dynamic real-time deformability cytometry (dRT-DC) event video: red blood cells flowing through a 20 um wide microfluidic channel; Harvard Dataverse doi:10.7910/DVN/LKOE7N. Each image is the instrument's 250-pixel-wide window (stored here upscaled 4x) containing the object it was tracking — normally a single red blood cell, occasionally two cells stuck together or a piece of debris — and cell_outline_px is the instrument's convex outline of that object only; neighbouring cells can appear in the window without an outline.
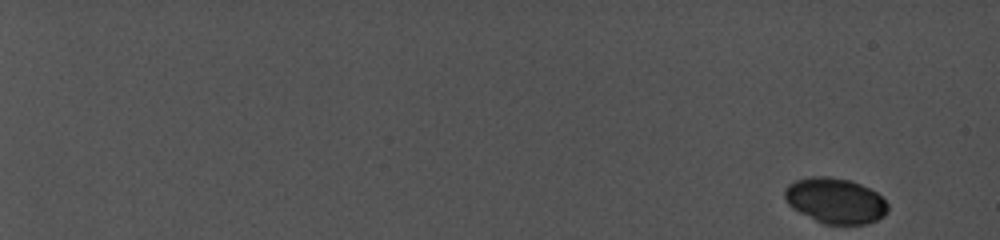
{"species": "common noctule bat (a hibernating species)", "species_latin": "Nyctalus noctula", "temperature_condition": "cold", "stored_images_in_passage": 76, "camera_frame_rate_fps": 5000, "um_per_image_px": 0.085, "animal": {"sex": "female", "body_mass_g": 19.0, "forearm_length_mm": 56.7}, "frame": {"image": 1, "passage_image": 1, "time_ms": 0.0, "image_size_px": [1000, 240], "cell_outline_px": [[888, 212], [884, 216], [876, 220], [864, 224], [824, 224], [792, 208], [788, 204], [784, 196], [784, 188], [788, 184], [796, 180], [812, 176], [828, 176], [852, 180], [876, 192], [888, 204]], "centroid_in_image_um": [70.99, 17.05], "position_along_channel_um": 14.0, "area_um2": 27.34}}
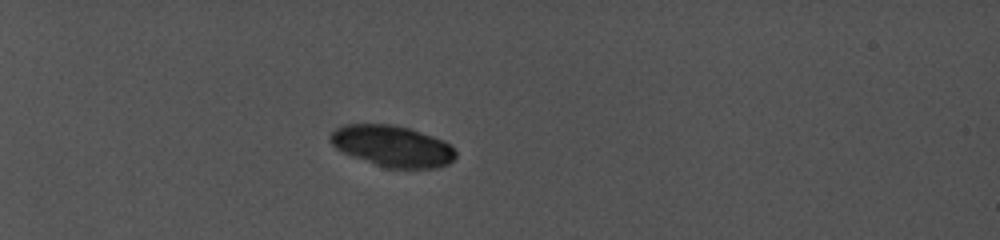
{"frame": {"image": 2, "passage_image": 53, "time_ms": 6.4, "image_size_px": [1000, 240], "cell_outline_px": [[456, 156], [448, 164], [436, 168], [384, 168], [352, 156], [336, 148], [328, 140], [328, 136], [336, 128], [344, 124], [392, 124], [412, 128], [444, 140], [456, 152]], "centroid_in_image_um": [33.33, 12.41], "position_along_channel_um": 51.7, "area_um2": 30.35}}